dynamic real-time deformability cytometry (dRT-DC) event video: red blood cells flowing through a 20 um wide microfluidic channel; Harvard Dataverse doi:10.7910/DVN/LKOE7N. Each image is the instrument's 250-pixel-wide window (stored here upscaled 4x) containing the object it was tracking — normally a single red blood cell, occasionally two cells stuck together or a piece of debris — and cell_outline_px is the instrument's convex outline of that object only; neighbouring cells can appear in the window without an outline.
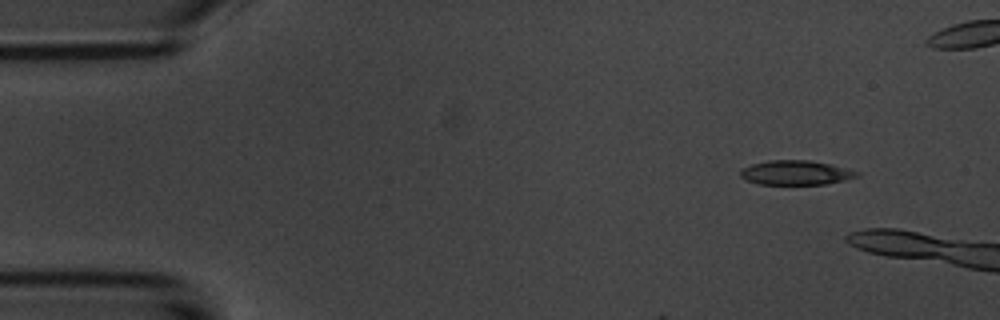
{"species": "common noctule bat (a hibernating species)", "species_latin": "Nyctalus noctula", "temperature_condition": "room temperature", "stored_images_in_passage": 5, "camera_frame_rate_fps": 3000, "um_per_image_px": 0.085, "animal": {"sex": "male", "body_mass_g": 20.1, "forearm_length_mm": 53.5}, "frame": {"image": 1, "passage_image": 2, "time_ms": 1.0, "image_size_px": [1000, 320], "cell_outline_px": [[860, 176], [844, 180], [824, 184], [760, 184], [748, 180], [740, 176], [740, 168], [752, 164], [768, 160], [808, 160], [832, 164], [848, 168], [860, 172]], "centroid_in_image_um": [67.67, 14.66], "position_along_channel_um": 17.3, "area_um2": 16.65}}